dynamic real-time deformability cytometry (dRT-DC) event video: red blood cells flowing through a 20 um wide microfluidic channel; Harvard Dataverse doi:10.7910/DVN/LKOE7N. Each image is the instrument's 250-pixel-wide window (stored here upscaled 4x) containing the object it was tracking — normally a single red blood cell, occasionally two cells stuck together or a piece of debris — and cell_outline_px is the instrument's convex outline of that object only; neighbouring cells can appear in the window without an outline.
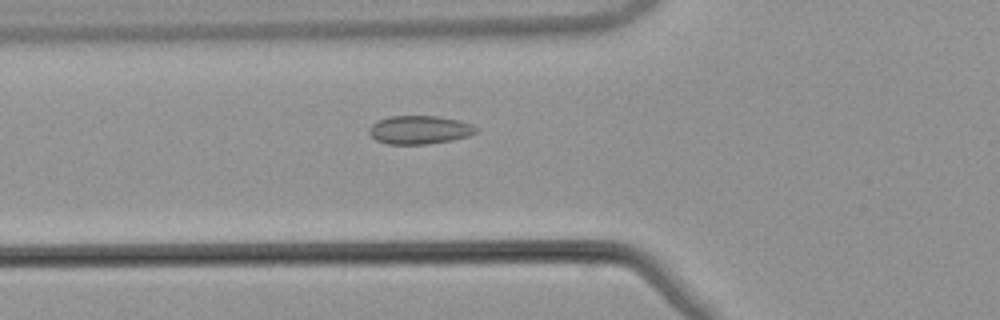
{"species": "common noctule bat (a hibernating species)", "species_latin": "Nyctalus noctula", "temperature_condition": "warm", "stored_images_in_passage": 47, "camera_frame_rate_fps": 3000, "um_per_image_px": 0.085, "animal": {"sex": "male", "body_mass_g": 21.5, "forearm_length_mm": 52.0}, "frame": {"image": 1, "passage_image": 14, "time_ms": 4.333, "image_size_px": [1000, 320], "cell_outline_px": [[476, 132], [468, 136], [452, 140], [428, 144], [388, 144], [376, 140], [368, 132], [368, 128], [376, 120], [388, 116], [440, 116], [460, 120], [472, 124], [476, 128]], "centroid_in_image_um": [35.63, 11.03], "position_along_channel_um": 90.2, "area_um2": 17.86}}
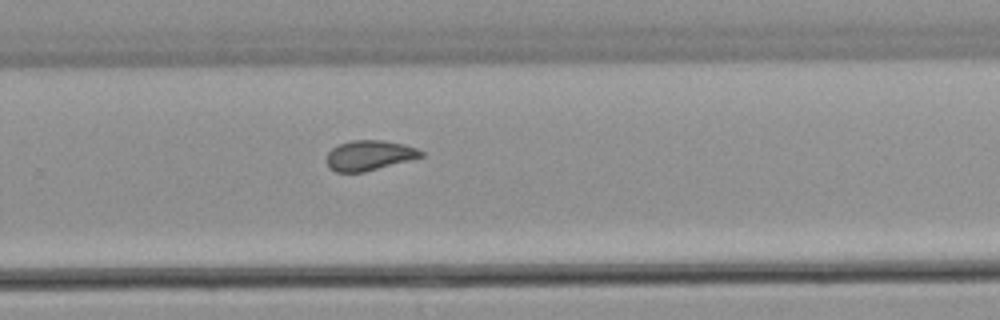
{"frame": {"image": 2, "passage_image": 30, "time_ms": 9.667, "image_size_px": [1000, 320], "cell_outline_px": [[424, 156], [364, 172], [336, 172], [328, 168], [328, 152], [332, 148], [340, 144], [352, 140], [380, 140], [404, 144], [416, 148], [424, 152]], "centroid_in_image_um": [31.39, 13.21], "position_along_channel_um": 298.4, "area_um2": 16.36}}
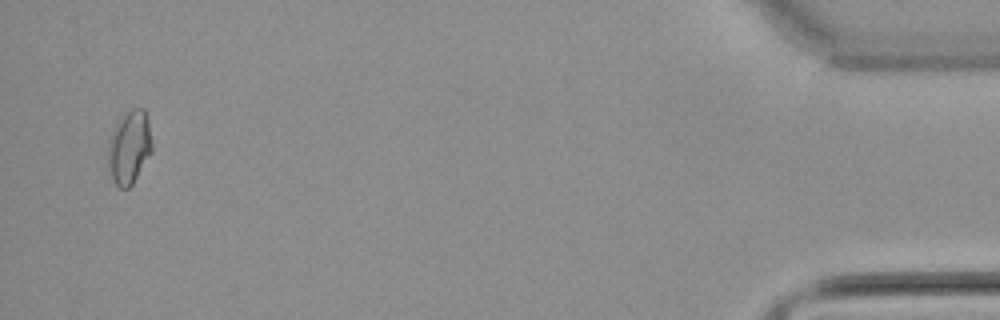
{"frame": {"image": 3, "passage_image": 46, "time_ms": 15.0, "image_size_px": [1000, 320], "cell_outline_px": [[152, 152], [132, 184], [128, 188], [120, 188], [112, 180], [108, 164], [108, 140], [120, 116], [124, 112], [132, 108], [144, 108], [148, 116], [152, 144]], "centroid_in_image_um": [10.99, 12.48], "position_along_channel_um": 424.2, "area_um2": 19.02}, "authors_computed_cell_mechanics": {"area_um2": 17.1666, "velocity_mm_per_s": 3.9071, "shape_relaxation_time_tau1_ms": null, "shape_relaxation_time_tau2_ms": 1.3357, "deformation_change_tau1": null, "deformation_change_tau2": 0.0617}}